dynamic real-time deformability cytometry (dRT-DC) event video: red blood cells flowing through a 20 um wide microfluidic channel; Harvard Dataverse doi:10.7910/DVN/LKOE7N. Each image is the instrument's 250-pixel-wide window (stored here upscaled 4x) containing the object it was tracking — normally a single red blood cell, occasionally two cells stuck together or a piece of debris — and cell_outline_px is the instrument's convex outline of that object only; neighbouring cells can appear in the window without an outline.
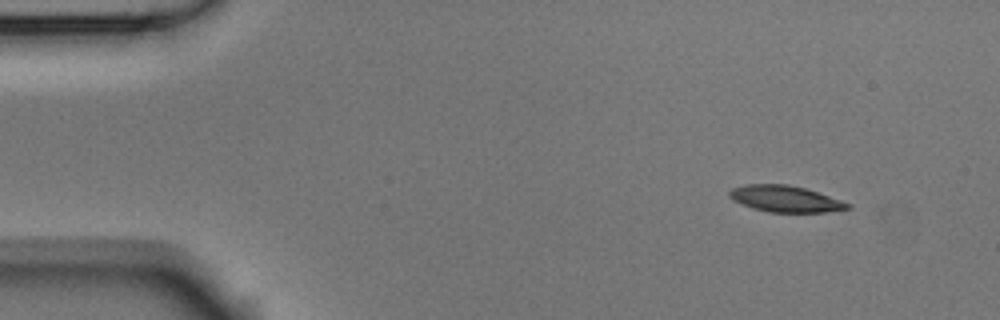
{"species": "Egyptian fruit bat (a non-hibernating species)", "species_latin": "Rousettus aegyptiacus", "temperature_condition": "room temperature", "stored_images_in_passage": 6, "segment_of_instrument_passage": [2, 2], "camera_frame_rate_fps": 3000, "um_per_image_px": 0.085, "animal": {"sex": "male"}, "frame": {"image": 1, "passage_image": 6, "time_ms": 1.667, "image_size_px": [1000, 320], "cell_outline_px": [[852, 208], [824, 212], [768, 212], [752, 208], [732, 200], [728, 196], [728, 192], [732, 188], [744, 184], [788, 184], [804, 188], [852, 204]], "centroid_in_image_um": [66.71, 16.9], "position_along_channel_um": 18.3, "area_um2": 18.15}}